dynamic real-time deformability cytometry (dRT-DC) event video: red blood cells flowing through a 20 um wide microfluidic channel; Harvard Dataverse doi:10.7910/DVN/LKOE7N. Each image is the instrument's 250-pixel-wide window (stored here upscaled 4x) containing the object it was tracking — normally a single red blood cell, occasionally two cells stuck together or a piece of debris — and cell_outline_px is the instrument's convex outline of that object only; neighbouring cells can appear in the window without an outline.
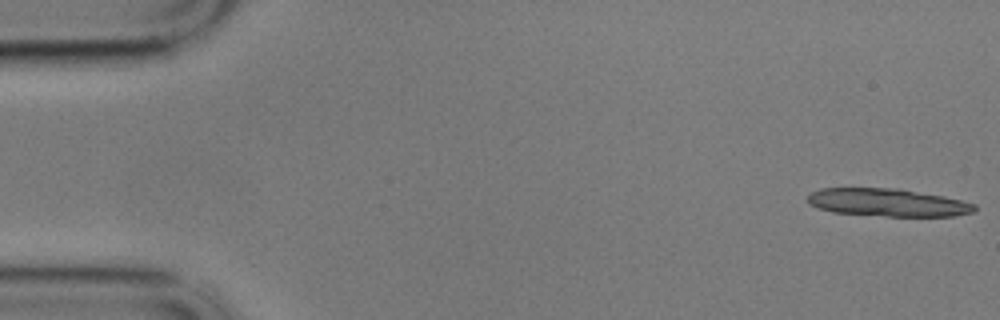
{"species": "common noctule bat (a hibernating species)", "species_latin": "Nyctalus noctula", "temperature_condition": "cold", "stored_images_in_passage": 16, "camera_frame_rate_fps": 3000, "um_per_image_px": 0.085, "animal": {"sex": "male", "body_mass_g": 17.9}, "frame": {"image": 1, "passage_image": 1, "time_ms": 0.0, "image_size_px": [1000, 320], "cell_outline_px": [[976, 208], [972, 212], [956, 216], [888, 216], [832, 212], [808, 204], [808, 196], [812, 192], [820, 188], [896, 188], [944, 196], [976, 204]], "centroid_in_image_um": [75.45, 17.21], "position_along_channel_um": 9.5, "area_um2": 26.93}}